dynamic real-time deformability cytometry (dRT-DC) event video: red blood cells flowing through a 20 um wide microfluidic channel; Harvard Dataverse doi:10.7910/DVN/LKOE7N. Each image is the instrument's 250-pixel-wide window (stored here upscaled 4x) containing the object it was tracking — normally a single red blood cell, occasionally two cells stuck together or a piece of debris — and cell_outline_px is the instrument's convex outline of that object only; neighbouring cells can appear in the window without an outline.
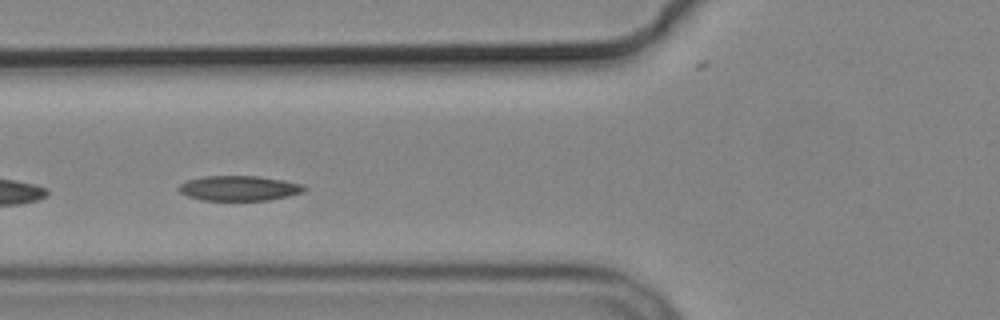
{"species": "common noctule bat (a hibernating species)", "species_latin": "Nyctalus noctula", "temperature_condition": "cold", "stored_images_in_passage": 5, "camera_frame_rate_fps": 3000, "um_per_image_px": 0.085, "animal": {"sex": "male", "body_mass_g": 19.2, "forearm_length_mm": 51.8}, "frame": {"image": 1, "passage_image": 5, "time_ms": 4.667, "image_size_px": [1000, 320], "cell_outline_px": [[308, 188], [304, 192], [288, 196], [268, 200], [204, 200], [188, 196], [180, 192], [176, 188], [180, 184], [188, 180], [204, 176], [260, 176], [284, 180], [304, 184]], "centroid_in_image_um": [20.37, 15.99], "position_along_channel_um": 105.4, "area_um2": 18.38}}